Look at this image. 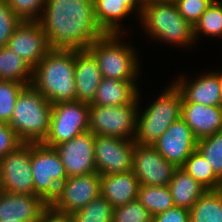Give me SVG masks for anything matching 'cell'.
<instances>
[{
    "label": "cell",
    "instance_id": "cell-44",
    "mask_svg": "<svg viewBox=\"0 0 222 222\" xmlns=\"http://www.w3.org/2000/svg\"><path fill=\"white\" fill-rule=\"evenodd\" d=\"M217 71L221 74V77H222V70H221V69H220V70L218 69Z\"/></svg>",
    "mask_w": 222,
    "mask_h": 222
},
{
    "label": "cell",
    "instance_id": "cell-38",
    "mask_svg": "<svg viewBox=\"0 0 222 222\" xmlns=\"http://www.w3.org/2000/svg\"><path fill=\"white\" fill-rule=\"evenodd\" d=\"M190 212L187 209L173 207L153 217L152 222H189Z\"/></svg>",
    "mask_w": 222,
    "mask_h": 222
},
{
    "label": "cell",
    "instance_id": "cell-35",
    "mask_svg": "<svg viewBox=\"0 0 222 222\" xmlns=\"http://www.w3.org/2000/svg\"><path fill=\"white\" fill-rule=\"evenodd\" d=\"M21 21L9 8L6 0H0V47L7 46L9 38Z\"/></svg>",
    "mask_w": 222,
    "mask_h": 222
},
{
    "label": "cell",
    "instance_id": "cell-7",
    "mask_svg": "<svg viewBox=\"0 0 222 222\" xmlns=\"http://www.w3.org/2000/svg\"><path fill=\"white\" fill-rule=\"evenodd\" d=\"M30 162L34 194L48 204L57 197L60 185L68 178L64 165L54 147L30 143Z\"/></svg>",
    "mask_w": 222,
    "mask_h": 222
},
{
    "label": "cell",
    "instance_id": "cell-4",
    "mask_svg": "<svg viewBox=\"0 0 222 222\" xmlns=\"http://www.w3.org/2000/svg\"><path fill=\"white\" fill-rule=\"evenodd\" d=\"M167 85L161 94L157 95L158 98L146 103L145 108L141 106L143 96L140 89L135 143L152 145L173 122L181 117V91L172 81Z\"/></svg>",
    "mask_w": 222,
    "mask_h": 222
},
{
    "label": "cell",
    "instance_id": "cell-19",
    "mask_svg": "<svg viewBox=\"0 0 222 222\" xmlns=\"http://www.w3.org/2000/svg\"><path fill=\"white\" fill-rule=\"evenodd\" d=\"M49 204L39 195L0 192V220L38 222Z\"/></svg>",
    "mask_w": 222,
    "mask_h": 222
},
{
    "label": "cell",
    "instance_id": "cell-41",
    "mask_svg": "<svg viewBox=\"0 0 222 222\" xmlns=\"http://www.w3.org/2000/svg\"><path fill=\"white\" fill-rule=\"evenodd\" d=\"M159 2H164V3H174L176 4L179 0H158Z\"/></svg>",
    "mask_w": 222,
    "mask_h": 222
},
{
    "label": "cell",
    "instance_id": "cell-22",
    "mask_svg": "<svg viewBox=\"0 0 222 222\" xmlns=\"http://www.w3.org/2000/svg\"><path fill=\"white\" fill-rule=\"evenodd\" d=\"M139 180L134 172L101 175V195L114 207L126 205L138 197Z\"/></svg>",
    "mask_w": 222,
    "mask_h": 222
},
{
    "label": "cell",
    "instance_id": "cell-21",
    "mask_svg": "<svg viewBox=\"0 0 222 222\" xmlns=\"http://www.w3.org/2000/svg\"><path fill=\"white\" fill-rule=\"evenodd\" d=\"M181 118L197 140L222 130V106L182 102Z\"/></svg>",
    "mask_w": 222,
    "mask_h": 222
},
{
    "label": "cell",
    "instance_id": "cell-2",
    "mask_svg": "<svg viewBox=\"0 0 222 222\" xmlns=\"http://www.w3.org/2000/svg\"><path fill=\"white\" fill-rule=\"evenodd\" d=\"M74 50L51 49L33 68L31 85L52 105L77 101Z\"/></svg>",
    "mask_w": 222,
    "mask_h": 222
},
{
    "label": "cell",
    "instance_id": "cell-17",
    "mask_svg": "<svg viewBox=\"0 0 222 222\" xmlns=\"http://www.w3.org/2000/svg\"><path fill=\"white\" fill-rule=\"evenodd\" d=\"M197 139L180 117L152 144L153 147L177 168L196 150Z\"/></svg>",
    "mask_w": 222,
    "mask_h": 222
},
{
    "label": "cell",
    "instance_id": "cell-29",
    "mask_svg": "<svg viewBox=\"0 0 222 222\" xmlns=\"http://www.w3.org/2000/svg\"><path fill=\"white\" fill-rule=\"evenodd\" d=\"M194 38L196 43L205 38H222V0H214L195 24Z\"/></svg>",
    "mask_w": 222,
    "mask_h": 222
},
{
    "label": "cell",
    "instance_id": "cell-39",
    "mask_svg": "<svg viewBox=\"0 0 222 222\" xmlns=\"http://www.w3.org/2000/svg\"><path fill=\"white\" fill-rule=\"evenodd\" d=\"M38 222H73L72 216L56 210L49 204L44 210Z\"/></svg>",
    "mask_w": 222,
    "mask_h": 222
},
{
    "label": "cell",
    "instance_id": "cell-8",
    "mask_svg": "<svg viewBox=\"0 0 222 222\" xmlns=\"http://www.w3.org/2000/svg\"><path fill=\"white\" fill-rule=\"evenodd\" d=\"M139 99L122 106L89 105V132L134 140Z\"/></svg>",
    "mask_w": 222,
    "mask_h": 222
},
{
    "label": "cell",
    "instance_id": "cell-32",
    "mask_svg": "<svg viewBox=\"0 0 222 222\" xmlns=\"http://www.w3.org/2000/svg\"><path fill=\"white\" fill-rule=\"evenodd\" d=\"M25 87L21 82L0 80V122L9 123L19 93Z\"/></svg>",
    "mask_w": 222,
    "mask_h": 222
},
{
    "label": "cell",
    "instance_id": "cell-23",
    "mask_svg": "<svg viewBox=\"0 0 222 222\" xmlns=\"http://www.w3.org/2000/svg\"><path fill=\"white\" fill-rule=\"evenodd\" d=\"M139 80H114L104 78L100 82L95 98L89 105L122 106L133 103L139 96Z\"/></svg>",
    "mask_w": 222,
    "mask_h": 222
},
{
    "label": "cell",
    "instance_id": "cell-33",
    "mask_svg": "<svg viewBox=\"0 0 222 222\" xmlns=\"http://www.w3.org/2000/svg\"><path fill=\"white\" fill-rule=\"evenodd\" d=\"M152 214L136 199L114 208L112 222H152Z\"/></svg>",
    "mask_w": 222,
    "mask_h": 222
},
{
    "label": "cell",
    "instance_id": "cell-24",
    "mask_svg": "<svg viewBox=\"0 0 222 222\" xmlns=\"http://www.w3.org/2000/svg\"><path fill=\"white\" fill-rule=\"evenodd\" d=\"M168 187L175 207L187 210H190L195 202L206 192V189L182 167L174 171Z\"/></svg>",
    "mask_w": 222,
    "mask_h": 222
},
{
    "label": "cell",
    "instance_id": "cell-12",
    "mask_svg": "<svg viewBox=\"0 0 222 222\" xmlns=\"http://www.w3.org/2000/svg\"><path fill=\"white\" fill-rule=\"evenodd\" d=\"M101 195V175L97 172L67 178L51 205L69 215Z\"/></svg>",
    "mask_w": 222,
    "mask_h": 222
},
{
    "label": "cell",
    "instance_id": "cell-31",
    "mask_svg": "<svg viewBox=\"0 0 222 222\" xmlns=\"http://www.w3.org/2000/svg\"><path fill=\"white\" fill-rule=\"evenodd\" d=\"M196 150L208 161L215 174L222 180V130L197 140Z\"/></svg>",
    "mask_w": 222,
    "mask_h": 222
},
{
    "label": "cell",
    "instance_id": "cell-14",
    "mask_svg": "<svg viewBox=\"0 0 222 222\" xmlns=\"http://www.w3.org/2000/svg\"><path fill=\"white\" fill-rule=\"evenodd\" d=\"M206 71V72H205ZM193 79L187 73L173 78V83L181 91L182 102L222 106V77L217 70H205ZM202 74V75H201Z\"/></svg>",
    "mask_w": 222,
    "mask_h": 222
},
{
    "label": "cell",
    "instance_id": "cell-15",
    "mask_svg": "<svg viewBox=\"0 0 222 222\" xmlns=\"http://www.w3.org/2000/svg\"><path fill=\"white\" fill-rule=\"evenodd\" d=\"M7 47L34 68L51 50L38 21H21L8 40Z\"/></svg>",
    "mask_w": 222,
    "mask_h": 222
},
{
    "label": "cell",
    "instance_id": "cell-10",
    "mask_svg": "<svg viewBox=\"0 0 222 222\" xmlns=\"http://www.w3.org/2000/svg\"><path fill=\"white\" fill-rule=\"evenodd\" d=\"M135 141L94 135L96 172L100 175L132 170Z\"/></svg>",
    "mask_w": 222,
    "mask_h": 222
},
{
    "label": "cell",
    "instance_id": "cell-5",
    "mask_svg": "<svg viewBox=\"0 0 222 222\" xmlns=\"http://www.w3.org/2000/svg\"><path fill=\"white\" fill-rule=\"evenodd\" d=\"M123 35V33L105 34L95 40L87 49L94 55L104 78L139 80L141 76L140 55L134 44H130V39L127 40L129 42H124L126 40Z\"/></svg>",
    "mask_w": 222,
    "mask_h": 222
},
{
    "label": "cell",
    "instance_id": "cell-30",
    "mask_svg": "<svg viewBox=\"0 0 222 222\" xmlns=\"http://www.w3.org/2000/svg\"><path fill=\"white\" fill-rule=\"evenodd\" d=\"M114 207L102 196L71 214L73 222H112Z\"/></svg>",
    "mask_w": 222,
    "mask_h": 222
},
{
    "label": "cell",
    "instance_id": "cell-43",
    "mask_svg": "<svg viewBox=\"0 0 222 222\" xmlns=\"http://www.w3.org/2000/svg\"><path fill=\"white\" fill-rule=\"evenodd\" d=\"M0 192H2V187H1V177H0Z\"/></svg>",
    "mask_w": 222,
    "mask_h": 222
},
{
    "label": "cell",
    "instance_id": "cell-28",
    "mask_svg": "<svg viewBox=\"0 0 222 222\" xmlns=\"http://www.w3.org/2000/svg\"><path fill=\"white\" fill-rule=\"evenodd\" d=\"M137 200L152 214L153 217L175 207L168 186L140 184Z\"/></svg>",
    "mask_w": 222,
    "mask_h": 222
},
{
    "label": "cell",
    "instance_id": "cell-9",
    "mask_svg": "<svg viewBox=\"0 0 222 222\" xmlns=\"http://www.w3.org/2000/svg\"><path fill=\"white\" fill-rule=\"evenodd\" d=\"M89 104L80 101L52 105L49 132L44 145L54 147L89 132Z\"/></svg>",
    "mask_w": 222,
    "mask_h": 222
},
{
    "label": "cell",
    "instance_id": "cell-13",
    "mask_svg": "<svg viewBox=\"0 0 222 222\" xmlns=\"http://www.w3.org/2000/svg\"><path fill=\"white\" fill-rule=\"evenodd\" d=\"M177 167L167 161L153 145L135 143L132 171L140 184L168 186Z\"/></svg>",
    "mask_w": 222,
    "mask_h": 222
},
{
    "label": "cell",
    "instance_id": "cell-27",
    "mask_svg": "<svg viewBox=\"0 0 222 222\" xmlns=\"http://www.w3.org/2000/svg\"><path fill=\"white\" fill-rule=\"evenodd\" d=\"M182 168L206 190L222 189V180L215 174L212 166L197 150L186 159Z\"/></svg>",
    "mask_w": 222,
    "mask_h": 222
},
{
    "label": "cell",
    "instance_id": "cell-25",
    "mask_svg": "<svg viewBox=\"0 0 222 222\" xmlns=\"http://www.w3.org/2000/svg\"><path fill=\"white\" fill-rule=\"evenodd\" d=\"M33 68L11 50L9 47H0V80L16 81L31 85Z\"/></svg>",
    "mask_w": 222,
    "mask_h": 222
},
{
    "label": "cell",
    "instance_id": "cell-3",
    "mask_svg": "<svg viewBox=\"0 0 222 222\" xmlns=\"http://www.w3.org/2000/svg\"><path fill=\"white\" fill-rule=\"evenodd\" d=\"M137 21L141 23L144 35L159 44L163 42L181 49H190L197 44L193 26L180 15L174 3L153 2L142 8Z\"/></svg>",
    "mask_w": 222,
    "mask_h": 222
},
{
    "label": "cell",
    "instance_id": "cell-40",
    "mask_svg": "<svg viewBox=\"0 0 222 222\" xmlns=\"http://www.w3.org/2000/svg\"><path fill=\"white\" fill-rule=\"evenodd\" d=\"M135 1L141 8H143V7L149 5L153 2H156L158 0H135Z\"/></svg>",
    "mask_w": 222,
    "mask_h": 222
},
{
    "label": "cell",
    "instance_id": "cell-1",
    "mask_svg": "<svg viewBox=\"0 0 222 222\" xmlns=\"http://www.w3.org/2000/svg\"><path fill=\"white\" fill-rule=\"evenodd\" d=\"M38 22L50 49H87L106 34L96 21L93 0H46Z\"/></svg>",
    "mask_w": 222,
    "mask_h": 222
},
{
    "label": "cell",
    "instance_id": "cell-34",
    "mask_svg": "<svg viewBox=\"0 0 222 222\" xmlns=\"http://www.w3.org/2000/svg\"><path fill=\"white\" fill-rule=\"evenodd\" d=\"M6 2L22 21H38L46 0H6Z\"/></svg>",
    "mask_w": 222,
    "mask_h": 222
},
{
    "label": "cell",
    "instance_id": "cell-18",
    "mask_svg": "<svg viewBox=\"0 0 222 222\" xmlns=\"http://www.w3.org/2000/svg\"><path fill=\"white\" fill-rule=\"evenodd\" d=\"M93 5L96 21L106 34L123 33L128 36L123 22L131 15L139 19L142 11L135 0H93Z\"/></svg>",
    "mask_w": 222,
    "mask_h": 222
},
{
    "label": "cell",
    "instance_id": "cell-42",
    "mask_svg": "<svg viewBox=\"0 0 222 222\" xmlns=\"http://www.w3.org/2000/svg\"><path fill=\"white\" fill-rule=\"evenodd\" d=\"M0 222H25V221H20V220H16V219H10V220H0Z\"/></svg>",
    "mask_w": 222,
    "mask_h": 222
},
{
    "label": "cell",
    "instance_id": "cell-20",
    "mask_svg": "<svg viewBox=\"0 0 222 222\" xmlns=\"http://www.w3.org/2000/svg\"><path fill=\"white\" fill-rule=\"evenodd\" d=\"M76 99L91 104L103 79L94 55L88 49L74 50Z\"/></svg>",
    "mask_w": 222,
    "mask_h": 222
},
{
    "label": "cell",
    "instance_id": "cell-36",
    "mask_svg": "<svg viewBox=\"0 0 222 222\" xmlns=\"http://www.w3.org/2000/svg\"><path fill=\"white\" fill-rule=\"evenodd\" d=\"M213 1L214 0H179L176 5L180 15L194 27Z\"/></svg>",
    "mask_w": 222,
    "mask_h": 222
},
{
    "label": "cell",
    "instance_id": "cell-26",
    "mask_svg": "<svg viewBox=\"0 0 222 222\" xmlns=\"http://www.w3.org/2000/svg\"><path fill=\"white\" fill-rule=\"evenodd\" d=\"M189 212V222H222V189L206 190Z\"/></svg>",
    "mask_w": 222,
    "mask_h": 222
},
{
    "label": "cell",
    "instance_id": "cell-6",
    "mask_svg": "<svg viewBox=\"0 0 222 222\" xmlns=\"http://www.w3.org/2000/svg\"><path fill=\"white\" fill-rule=\"evenodd\" d=\"M51 108L52 104L28 85L19 93L8 124L24 143H41L49 132Z\"/></svg>",
    "mask_w": 222,
    "mask_h": 222
},
{
    "label": "cell",
    "instance_id": "cell-11",
    "mask_svg": "<svg viewBox=\"0 0 222 222\" xmlns=\"http://www.w3.org/2000/svg\"><path fill=\"white\" fill-rule=\"evenodd\" d=\"M2 192L34 195L30 143H23L0 159Z\"/></svg>",
    "mask_w": 222,
    "mask_h": 222
},
{
    "label": "cell",
    "instance_id": "cell-37",
    "mask_svg": "<svg viewBox=\"0 0 222 222\" xmlns=\"http://www.w3.org/2000/svg\"><path fill=\"white\" fill-rule=\"evenodd\" d=\"M23 143L8 123L0 122V159Z\"/></svg>",
    "mask_w": 222,
    "mask_h": 222
},
{
    "label": "cell",
    "instance_id": "cell-16",
    "mask_svg": "<svg viewBox=\"0 0 222 222\" xmlns=\"http://www.w3.org/2000/svg\"><path fill=\"white\" fill-rule=\"evenodd\" d=\"M69 177L96 172L94 135L91 132L54 146Z\"/></svg>",
    "mask_w": 222,
    "mask_h": 222
}]
</instances>
